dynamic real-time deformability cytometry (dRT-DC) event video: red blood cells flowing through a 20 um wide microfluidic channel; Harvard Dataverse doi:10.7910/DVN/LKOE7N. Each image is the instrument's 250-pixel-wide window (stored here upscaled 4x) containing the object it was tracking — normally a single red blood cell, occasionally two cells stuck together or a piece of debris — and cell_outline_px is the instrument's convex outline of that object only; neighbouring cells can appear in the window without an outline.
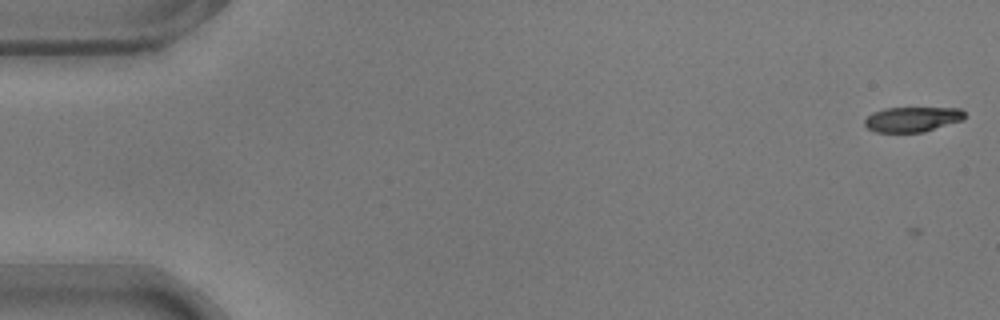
{"species": "common noctule bat (a hibernating species)", "species_latin": "Nyctalus noctula", "temperature_condition": "warm", "stored_images_in_passage": 48, "camera_frame_rate_fps": 3000, "um_per_image_px": 0.085, "animal": {"sex": "male", "body_mass_g": 17.9}, "frame": {"image": 1, "passage_image": 2, "time_ms": 0.333, "image_size_px": [1000, 320], "cell_outline_px": [[964, 120], [924, 132], [876, 132], [868, 128], [864, 124], [864, 120], [872, 112], [884, 108], [960, 108], [964, 112]], "centroid_in_image_um": [77.55, 10.14], "position_along_channel_um": 7.5, "area_um2": 14.62}}
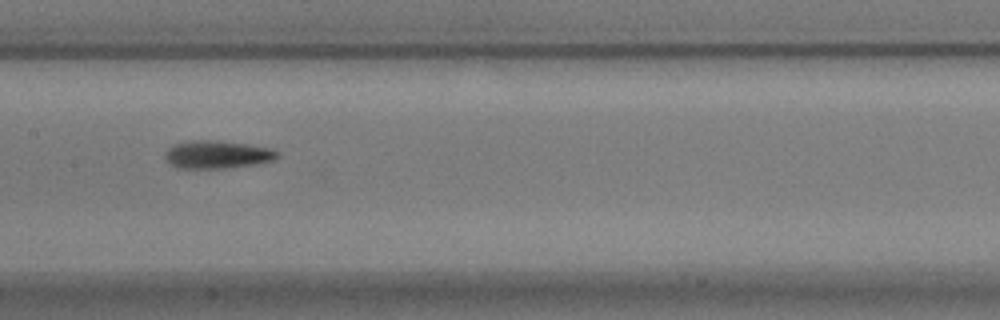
{"frame": {"image": 2, "passage_image": 28, "time_ms": 9.0, "image_size_px": [1000, 320], "cell_outline_px": [[280, 156], [272, 160], [256, 164], [224, 168], [180, 168], [168, 164], [164, 160], [164, 152], [172, 144], [188, 140], [216, 140], [248, 144], [268, 148], [280, 152]], "centroid_in_image_um": [18.4, 13.13], "position_along_channel_um": 189.0, "area_um2": 18.5}}
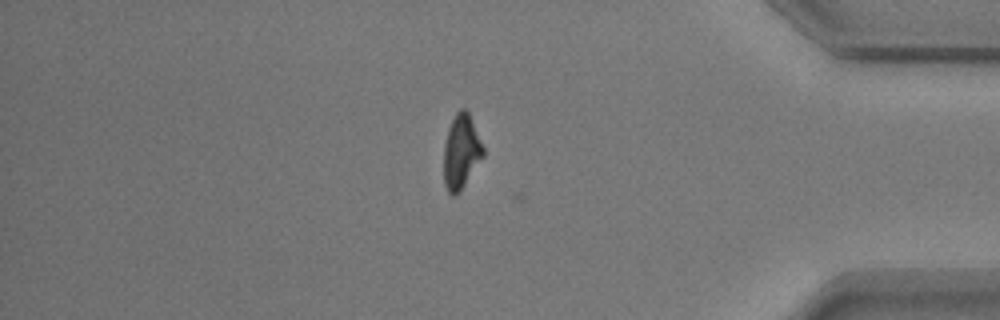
{"frame": {"image": 3, "passage_image": 47, "time_ms": 15.333, "image_size_px": [1000, 320], "cell_outline_px": [[484, 156], [460, 192], [452, 196], [448, 192], [444, 184], [444, 144], [448, 128], [456, 112], [460, 108], [464, 108], [468, 112], [484, 148]], "centroid_in_image_um": [39.19, 12.92], "position_along_channel_um": 396.0, "area_um2": 17.05}, "authors_computed_cell_mechanics": {"area_um2": 16.7331, "velocity_mm_per_s": 3.7403, "shape_relaxation_time_tau1_ms": 3.1445, "shape_relaxation_time_tau2_ms": 5.3277, "deformation_change_tau1": 0.1819, "deformation_change_tau2": 0.1756}}